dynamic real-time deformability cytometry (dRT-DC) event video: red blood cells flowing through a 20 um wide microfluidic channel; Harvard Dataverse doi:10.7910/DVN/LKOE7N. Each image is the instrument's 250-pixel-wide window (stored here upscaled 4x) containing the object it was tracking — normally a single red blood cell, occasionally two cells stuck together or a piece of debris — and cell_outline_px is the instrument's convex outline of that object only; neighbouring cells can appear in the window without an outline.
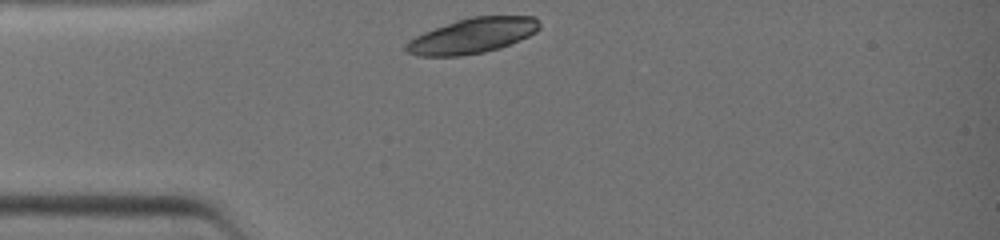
{"species": "common noctule bat (a hibernating species)", "species_latin": "Nyctalus noctula", "temperature_condition": "warm", "stored_images_in_passage": 24, "camera_frame_rate_fps": 3000, "um_per_image_px": 0.085, "animal": {"sex": "female", "body_mass_g": 19.0, "forearm_length_mm": 51.5}, "frame": {"image": 1, "passage_image": 1, "time_ms": 0.0, "image_size_px": [1000, 240], "cell_outline_px": [[540, 28], [536, 32], [520, 40], [500, 48], [484, 52], [460, 56], [416, 56], [408, 52], [404, 48], [404, 44], [408, 40], [424, 32], [456, 20], [472, 16], [536, 16], [540, 24]], "centroid_in_image_um": [40.15, 3.04], "position_along_channel_um": 44.8, "area_um2": 27.46}}
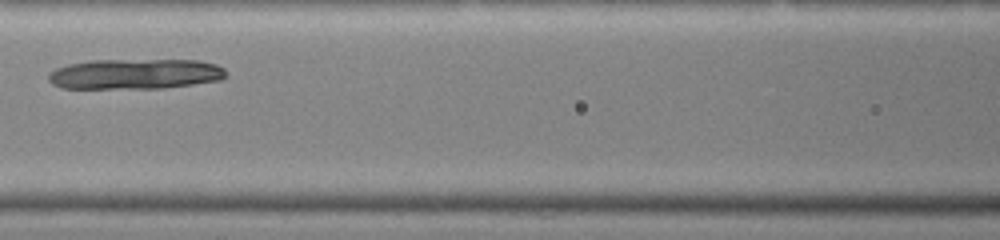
{"frame": {"image": 2, "passage_image": 9, "time_ms": 2.667, "image_size_px": [1000, 240], "cell_outline_px": [[228, 72], [220, 80], [164, 88], [60, 88], [52, 84], [48, 80], [48, 72], [56, 68], [68, 64], [92, 60], [200, 60], [216, 64], [224, 68]], "centroid_in_image_um": [11.47, 6.28], "position_along_channel_um": 155.1, "area_um2": 31.5}}
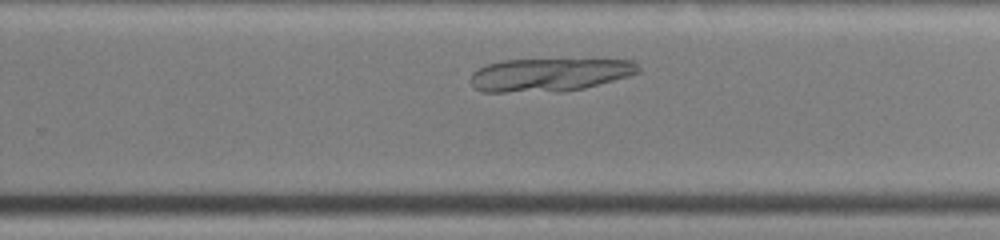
{"frame": {"image": 3, "passage_image": 17, "time_ms": 5.333, "image_size_px": [1000, 240], "cell_outline_px": [[640, 72], [628, 76], [584, 88], [564, 92], [480, 92], [472, 88], [472, 72], [488, 64], [500, 60], [632, 60], [640, 68]], "centroid_in_image_um": [46.66, 6.37], "position_along_channel_um": 283.1, "area_um2": 32.37}}